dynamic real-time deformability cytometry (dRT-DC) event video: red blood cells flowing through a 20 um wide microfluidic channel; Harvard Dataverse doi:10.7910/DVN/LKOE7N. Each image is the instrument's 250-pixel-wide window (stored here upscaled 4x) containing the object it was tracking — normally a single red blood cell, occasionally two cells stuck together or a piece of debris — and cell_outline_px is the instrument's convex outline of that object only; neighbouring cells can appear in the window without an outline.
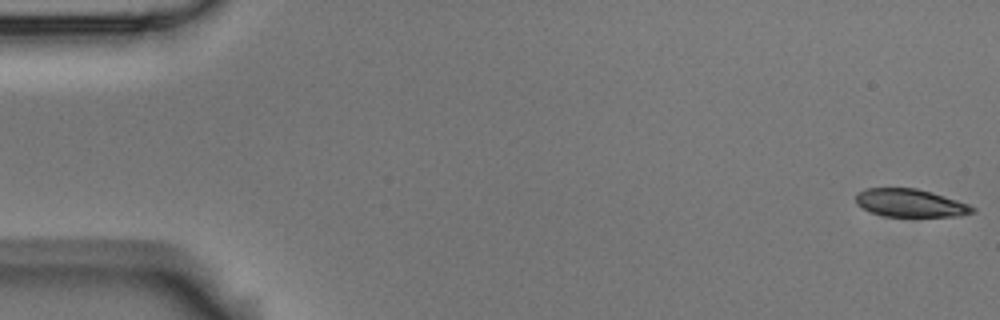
{"species": "Egyptian fruit bat (a non-hibernating species)", "species_latin": "Rousettus aegyptiacus", "temperature_condition": "room temperature", "stored_images_in_passage": 6, "camera_frame_rate_fps": 3000, "um_per_image_px": 0.085, "animal": {"sex": "male"}, "frame": {"image": 1, "passage_image": 1, "time_ms": 0.0, "image_size_px": [1000, 320], "cell_outline_px": [[976, 212], [960, 216], [884, 216], [872, 212], [856, 204], [856, 192], [864, 188], [916, 188], [932, 192], [968, 204], [976, 208]], "centroid_in_image_um": [77.37, 17.25], "position_along_channel_um": 7.6, "area_um2": 18.96}}